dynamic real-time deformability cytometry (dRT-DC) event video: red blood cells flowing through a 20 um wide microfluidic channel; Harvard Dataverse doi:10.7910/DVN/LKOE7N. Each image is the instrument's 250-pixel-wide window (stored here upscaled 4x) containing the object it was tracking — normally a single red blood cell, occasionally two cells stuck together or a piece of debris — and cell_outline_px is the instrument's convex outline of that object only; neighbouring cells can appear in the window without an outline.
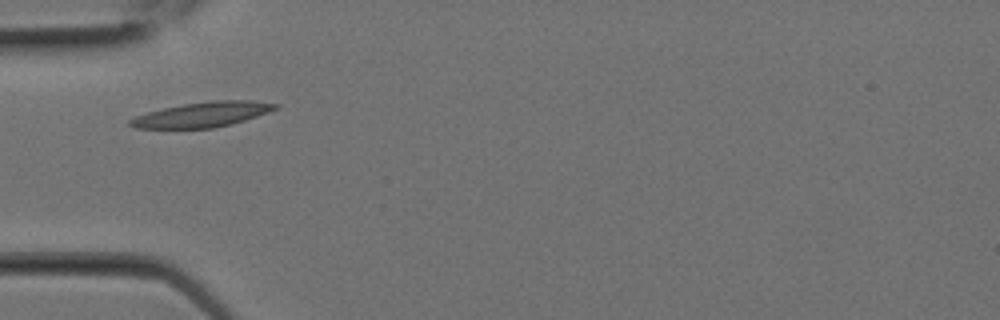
{"species": "Egyptian fruit bat (a non-hibernating species)", "species_latin": "Rousettus aegyptiacus", "temperature_condition": "room temperature", "stored_images_in_passage": 2, "camera_frame_rate_fps": 3000, "um_per_image_px": 0.085, "animal": {"sex": "female"}, "frame": {"image": 1, "passage_image": 2, "time_ms": 0.333, "image_size_px": [1000, 320], "cell_outline_px": [[280, 108], [244, 120], [212, 128], [136, 128], [128, 124], [128, 120], [136, 116], [148, 112], [164, 108], [184, 104], [212, 100], [252, 100], [280, 104]], "centroid_in_image_um": [17.23, 9.72], "position_along_channel_um": 67.8, "area_um2": 20.98}}